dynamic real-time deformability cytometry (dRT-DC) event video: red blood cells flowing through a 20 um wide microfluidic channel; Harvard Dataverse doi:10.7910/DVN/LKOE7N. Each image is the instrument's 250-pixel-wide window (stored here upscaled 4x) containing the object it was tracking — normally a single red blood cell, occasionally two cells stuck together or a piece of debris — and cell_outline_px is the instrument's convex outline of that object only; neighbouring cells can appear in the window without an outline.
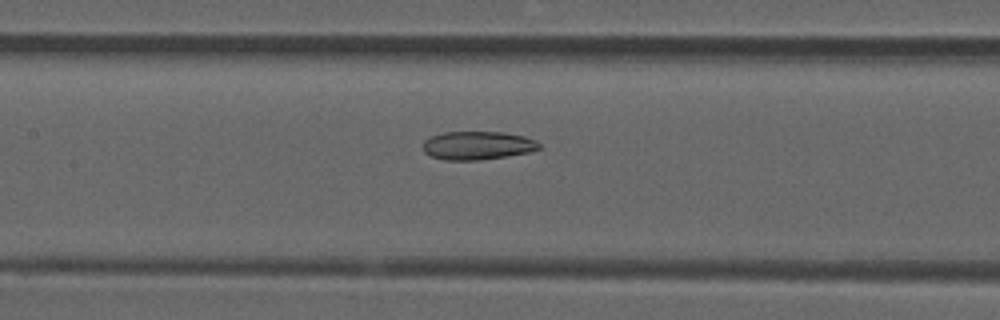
{"species": "common noctule bat (a hibernating species)", "species_latin": "Nyctalus noctula", "temperature_condition": "room temperature", "stored_images_in_passage": 43, "camera_frame_rate_fps": 3000, "um_per_image_px": 0.085, "animal": {"sex": "male", "forearm_length_mm": 52.5}, "frame": {"image": 1, "passage_image": 15, "time_ms": 4.667, "image_size_px": [1000, 320], "cell_outline_px": [[540, 148], [528, 152], [480, 160], [444, 160], [432, 156], [424, 152], [424, 140], [432, 136], [444, 132], [504, 132], [524, 136], [536, 140], [540, 144]], "centroid_in_image_um": [40.59, 12.36], "position_along_channel_um": 166.8, "area_um2": 19.07}}
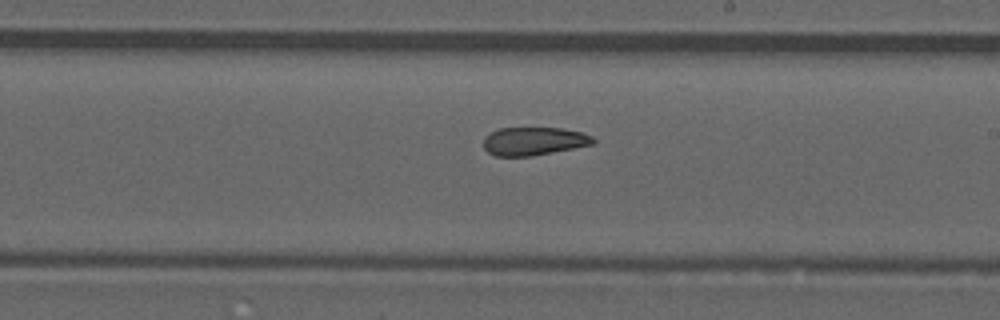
{"frame": {"image": 2, "passage_image": 21, "time_ms": 6.667, "image_size_px": [1000, 320], "cell_outline_px": [[596, 140], [592, 144], [532, 156], [496, 156], [488, 152], [484, 148], [484, 136], [488, 132], [500, 128], [560, 128], [580, 132], [592, 136]], "centroid_in_image_um": [45.32, 11.99], "position_along_channel_um": 243.7, "area_um2": 17.92}}
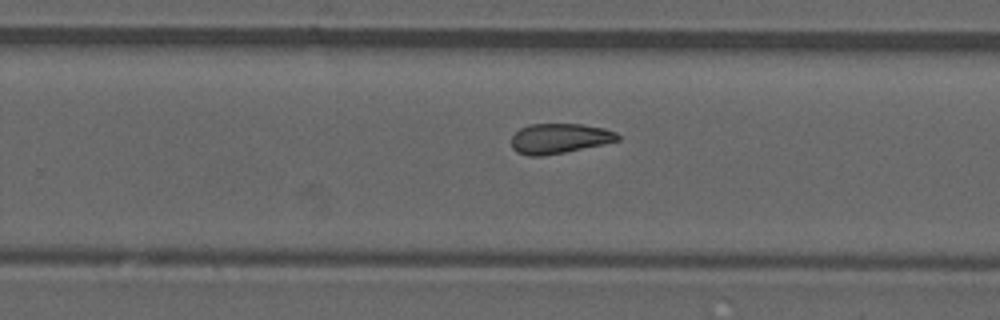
{"frame": {"image": 3, "passage_image": 24, "time_ms": 7.667, "image_size_px": [1000, 320], "cell_outline_px": [[620, 140], [604, 144], [544, 156], [528, 156], [516, 152], [512, 148], [512, 136], [520, 128], [528, 124], [580, 124], [604, 128], [616, 132], [620, 136]], "centroid_in_image_um": [47.54, 11.77], "position_along_channel_um": 282.3, "area_um2": 18.67}, "authors_computed_cell_mechanics": {"area_um2": 19.652, "velocity_mm_per_s": 3.8708, "shape_relaxation_time_tau1_ms": null, "shape_relaxation_time_tau2_ms": 4.4069, "deformation_change_tau1": null, "deformation_change_tau2": 0.1157}}